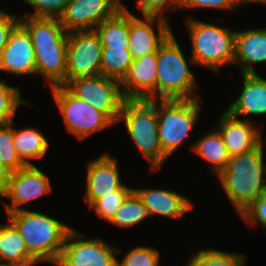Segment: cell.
I'll list each match as a JSON object with an SVG mask.
<instances>
[{"mask_svg":"<svg viewBox=\"0 0 266 266\" xmlns=\"http://www.w3.org/2000/svg\"><path fill=\"white\" fill-rule=\"evenodd\" d=\"M20 104H30L20 97L18 86H8L0 80V125L14 121L15 113Z\"/></svg>","mask_w":266,"mask_h":266,"instance_id":"obj_30","label":"cell"},{"mask_svg":"<svg viewBox=\"0 0 266 266\" xmlns=\"http://www.w3.org/2000/svg\"><path fill=\"white\" fill-rule=\"evenodd\" d=\"M0 266H9V265H7L6 262L5 263L2 262L0 263Z\"/></svg>","mask_w":266,"mask_h":266,"instance_id":"obj_40","label":"cell"},{"mask_svg":"<svg viewBox=\"0 0 266 266\" xmlns=\"http://www.w3.org/2000/svg\"><path fill=\"white\" fill-rule=\"evenodd\" d=\"M266 62V28L236 32L234 63L242 74H257L252 67Z\"/></svg>","mask_w":266,"mask_h":266,"instance_id":"obj_21","label":"cell"},{"mask_svg":"<svg viewBox=\"0 0 266 266\" xmlns=\"http://www.w3.org/2000/svg\"><path fill=\"white\" fill-rule=\"evenodd\" d=\"M70 0H24V2L34 7L35 10L30 15L23 17H45L59 18Z\"/></svg>","mask_w":266,"mask_h":266,"instance_id":"obj_33","label":"cell"},{"mask_svg":"<svg viewBox=\"0 0 266 266\" xmlns=\"http://www.w3.org/2000/svg\"><path fill=\"white\" fill-rule=\"evenodd\" d=\"M176 39L172 32L157 52V98L199 99V95L193 94L197 86L194 75Z\"/></svg>","mask_w":266,"mask_h":266,"instance_id":"obj_4","label":"cell"},{"mask_svg":"<svg viewBox=\"0 0 266 266\" xmlns=\"http://www.w3.org/2000/svg\"><path fill=\"white\" fill-rule=\"evenodd\" d=\"M201 158L211 164V171L217 176L228 164L230 155L224 143L222 135L214 128L213 131L204 134L192 146V149Z\"/></svg>","mask_w":266,"mask_h":266,"instance_id":"obj_24","label":"cell"},{"mask_svg":"<svg viewBox=\"0 0 266 266\" xmlns=\"http://www.w3.org/2000/svg\"><path fill=\"white\" fill-rule=\"evenodd\" d=\"M150 216L147 206L133 191L122 203L110 223L124 228L134 227V225Z\"/></svg>","mask_w":266,"mask_h":266,"instance_id":"obj_27","label":"cell"},{"mask_svg":"<svg viewBox=\"0 0 266 266\" xmlns=\"http://www.w3.org/2000/svg\"><path fill=\"white\" fill-rule=\"evenodd\" d=\"M51 90L66 129L79 140L115 124L106 114L76 97L66 86Z\"/></svg>","mask_w":266,"mask_h":266,"instance_id":"obj_8","label":"cell"},{"mask_svg":"<svg viewBox=\"0 0 266 266\" xmlns=\"http://www.w3.org/2000/svg\"><path fill=\"white\" fill-rule=\"evenodd\" d=\"M136 7L142 16H156L166 19L163 11L167 9H180V0H137Z\"/></svg>","mask_w":266,"mask_h":266,"instance_id":"obj_34","label":"cell"},{"mask_svg":"<svg viewBox=\"0 0 266 266\" xmlns=\"http://www.w3.org/2000/svg\"><path fill=\"white\" fill-rule=\"evenodd\" d=\"M133 192V188H119L113 194L104 195L96 200L89 208L94 209L99 219L110 222L126 198Z\"/></svg>","mask_w":266,"mask_h":266,"instance_id":"obj_31","label":"cell"},{"mask_svg":"<svg viewBox=\"0 0 266 266\" xmlns=\"http://www.w3.org/2000/svg\"><path fill=\"white\" fill-rule=\"evenodd\" d=\"M155 22V23H154ZM157 25V33L153 28ZM172 33L167 19L156 16H144L143 20L130 12L129 47L133 60L144 55L158 52L160 45Z\"/></svg>","mask_w":266,"mask_h":266,"instance_id":"obj_16","label":"cell"},{"mask_svg":"<svg viewBox=\"0 0 266 266\" xmlns=\"http://www.w3.org/2000/svg\"><path fill=\"white\" fill-rule=\"evenodd\" d=\"M250 119L240 120L224 110L215 128L222 135L230 156L255 149L262 141L261 133Z\"/></svg>","mask_w":266,"mask_h":266,"instance_id":"obj_18","label":"cell"},{"mask_svg":"<svg viewBox=\"0 0 266 266\" xmlns=\"http://www.w3.org/2000/svg\"><path fill=\"white\" fill-rule=\"evenodd\" d=\"M52 187L48 176L35 165L11 172L7 189L3 197L11 200L12 204L4 203L6 214L25 208L21 205L50 193Z\"/></svg>","mask_w":266,"mask_h":266,"instance_id":"obj_13","label":"cell"},{"mask_svg":"<svg viewBox=\"0 0 266 266\" xmlns=\"http://www.w3.org/2000/svg\"><path fill=\"white\" fill-rule=\"evenodd\" d=\"M101 40L95 30L69 32L67 45V83L78 77L101 74Z\"/></svg>","mask_w":266,"mask_h":266,"instance_id":"obj_10","label":"cell"},{"mask_svg":"<svg viewBox=\"0 0 266 266\" xmlns=\"http://www.w3.org/2000/svg\"><path fill=\"white\" fill-rule=\"evenodd\" d=\"M240 218L249 225H259L266 228V194L255 200L244 212Z\"/></svg>","mask_w":266,"mask_h":266,"instance_id":"obj_36","label":"cell"},{"mask_svg":"<svg viewBox=\"0 0 266 266\" xmlns=\"http://www.w3.org/2000/svg\"><path fill=\"white\" fill-rule=\"evenodd\" d=\"M9 266H31L37 262L27 251L24 240L9 221L0 224V262Z\"/></svg>","mask_w":266,"mask_h":266,"instance_id":"obj_22","label":"cell"},{"mask_svg":"<svg viewBox=\"0 0 266 266\" xmlns=\"http://www.w3.org/2000/svg\"><path fill=\"white\" fill-rule=\"evenodd\" d=\"M37 262L56 264L71 227L46 214L22 209L6 214Z\"/></svg>","mask_w":266,"mask_h":266,"instance_id":"obj_3","label":"cell"},{"mask_svg":"<svg viewBox=\"0 0 266 266\" xmlns=\"http://www.w3.org/2000/svg\"><path fill=\"white\" fill-rule=\"evenodd\" d=\"M133 191L147 206L152 215L180 219L193 208V203L184 195L175 191L151 188H133Z\"/></svg>","mask_w":266,"mask_h":266,"instance_id":"obj_19","label":"cell"},{"mask_svg":"<svg viewBox=\"0 0 266 266\" xmlns=\"http://www.w3.org/2000/svg\"><path fill=\"white\" fill-rule=\"evenodd\" d=\"M133 62L128 48H103L101 74L121 80Z\"/></svg>","mask_w":266,"mask_h":266,"instance_id":"obj_26","label":"cell"},{"mask_svg":"<svg viewBox=\"0 0 266 266\" xmlns=\"http://www.w3.org/2000/svg\"><path fill=\"white\" fill-rule=\"evenodd\" d=\"M0 71L12 75L36 74V60L31 36L19 22L10 33L0 54Z\"/></svg>","mask_w":266,"mask_h":266,"instance_id":"obj_15","label":"cell"},{"mask_svg":"<svg viewBox=\"0 0 266 266\" xmlns=\"http://www.w3.org/2000/svg\"><path fill=\"white\" fill-rule=\"evenodd\" d=\"M263 143L255 149L231 156L227 166L217 175L224 192L239 216L255 200L266 194V164Z\"/></svg>","mask_w":266,"mask_h":266,"instance_id":"obj_2","label":"cell"},{"mask_svg":"<svg viewBox=\"0 0 266 266\" xmlns=\"http://www.w3.org/2000/svg\"><path fill=\"white\" fill-rule=\"evenodd\" d=\"M20 23L31 36L36 75L48 80L51 88L67 84V45L69 33L59 18L23 17Z\"/></svg>","mask_w":266,"mask_h":266,"instance_id":"obj_1","label":"cell"},{"mask_svg":"<svg viewBox=\"0 0 266 266\" xmlns=\"http://www.w3.org/2000/svg\"><path fill=\"white\" fill-rule=\"evenodd\" d=\"M191 39L192 64L218 72L221 66L234 64L236 31L189 17L185 21Z\"/></svg>","mask_w":266,"mask_h":266,"instance_id":"obj_5","label":"cell"},{"mask_svg":"<svg viewBox=\"0 0 266 266\" xmlns=\"http://www.w3.org/2000/svg\"><path fill=\"white\" fill-rule=\"evenodd\" d=\"M122 8L120 0H70L59 20L68 33L95 30L101 22L115 16Z\"/></svg>","mask_w":266,"mask_h":266,"instance_id":"obj_12","label":"cell"},{"mask_svg":"<svg viewBox=\"0 0 266 266\" xmlns=\"http://www.w3.org/2000/svg\"><path fill=\"white\" fill-rule=\"evenodd\" d=\"M103 48H128L130 34V12L123 8L112 18L101 22L95 29Z\"/></svg>","mask_w":266,"mask_h":266,"instance_id":"obj_23","label":"cell"},{"mask_svg":"<svg viewBox=\"0 0 266 266\" xmlns=\"http://www.w3.org/2000/svg\"><path fill=\"white\" fill-rule=\"evenodd\" d=\"M11 171L0 163V196H4Z\"/></svg>","mask_w":266,"mask_h":266,"instance_id":"obj_38","label":"cell"},{"mask_svg":"<svg viewBox=\"0 0 266 266\" xmlns=\"http://www.w3.org/2000/svg\"><path fill=\"white\" fill-rule=\"evenodd\" d=\"M83 235L73 228L66 236L57 266H118L116 247L109 246L101 238L79 239ZM73 240V241H72Z\"/></svg>","mask_w":266,"mask_h":266,"instance_id":"obj_11","label":"cell"},{"mask_svg":"<svg viewBox=\"0 0 266 266\" xmlns=\"http://www.w3.org/2000/svg\"><path fill=\"white\" fill-rule=\"evenodd\" d=\"M124 120L126 129L140 152L147 158L151 170H158L168 159L160 145L157 108L150 100L123 102L119 121Z\"/></svg>","mask_w":266,"mask_h":266,"instance_id":"obj_6","label":"cell"},{"mask_svg":"<svg viewBox=\"0 0 266 266\" xmlns=\"http://www.w3.org/2000/svg\"><path fill=\"white\" fill-rule=\"evenodd\" d=\"M159 252L151 247L137 246L127 252L118 266H158Z\"/></svg>","mask_w":266,"mask_h":266,"instance_id":"obj_32","label":"cell"},{"mask_svg":"<svg viewBox=\"0 0 266 266\" xmlns=\"http://www.w3.org/2000/svg\"><path fill=\"white\" fill-rule=\"evenodd\" d=\"M243 87L235 101L229 103L226 111L233 117L240 115L266 114V79L258 74H242Z\"/></svg>","mask_w":266,"mask_h":266,"instance_id":"obj_20","label":"cell"},{"mask_svg":"<svg viewBox=\"0 0 266 266\" xmlns=\"http://www.w3.org/2000/svg\"><path fill=\"white\" fill-rule=\"evenodd\" d=\"M246 0H180V9H221V10H234L237 5L245 4Z\"/></svg>","mask_w":266,"mask_h":266,"instance_id":"obj_35","label":"cell"},{"mask_svg":"<svg viewBox=\"0 0 266 266\" xmlns=\"http://www.w3.org/2000/svg\"><path fill=\"white\" fill-rule=\"evenodd\" d=\"M265 3L266 4V0H246V3Z\"/></svg>","mask_w":266,"mask_h":266,"instance_id":"obj_39","label":"cell"},{"mask_svg":"<svg viewBox=\"0 0 266 266\" xmlns=\"http://www.w3.org/2000/svg\"><path fill=\"white\" fill-rule=\"evenodd\" d=\"M246 256L216 249H201L190 258L187 266H244Z\"/></svg>","mask_w":266,"mask_h":266,"instance_id":"obj_28","label":"cell"},{"mask_svg":"<svg viewBox=\"0 0 266 266\" xmlns=\"http://www.w3.org/2000/svg\"><path fill=\"white\" fill-rule=\"evenodd\" d=\"M85 200L90 207L104 195L113 194V190L129 188L121 183L118 162L108 152L87 163Z\"/></svg>","mask_w":266,"mask_h":266,"instance_id":"obj_17","label":"cell"},{"mask_svg":"<svg viewBox=\"0 0 266 266\" xmlns=\"http://www.w3.org/2000/svg\"><path fill=\"white\" fill-rule=\"evenodd\" d=\"M65 86L76 97L106 114L114 123L118 122L126 100L119 80L99 74L72 79Z\"/></svg>","mask_w":266,"mask_h":266,"instance_id":"obj_9","label":"cell"},{"mask_svg":"<svg viewBox=\"0 0 266 266\" xmlns=\"http://www.w3.org/2000/svg\"><path fill=\"white\" fill-rule=\"evenodd\" d=\"M13 124L0 125V163L11 172L20 170L26 165L18 157L13 140Z\"/></svg>","mask_w":266,"mask_h":266,"instance_id":"obj_29","label":"cell"},{"mask_svg":"<svg viewBox=\"0 0 266 266\" xmlns=\"http://www.w3.org/2000/svg\"><path fill=\"white\" fill-rule=\"evenodd\" d=\"M13 140L18 157L26 166L34 165L29 159H40L49 149L47 138L34 128L17 130L13 126Z\"/></svg>","mask_w":266,"mask_h":266,"instance_id":"obj_25","label":"cell"},{"mask_svg":"<svg viewBox=\"0 0 266 266\" xmlns=\"http://www.w3.org/2000/svg\"><path fill=\"white\" fill-rule=\"evenodd\" d=\"M200 100H150L157 108L160 145L168 157L180 147L196 124Z\"/></svg>","mask_w":266,"mask_h":266,"instance_id":"obj_7","label":"cell"},{"mask_svg":"<svg viewBox=\"0 0 266 266\" xmlns=\"http://www.w3.org/2000/svg\"><path fill=\"white\" fill-rule=\"evenodd\" d=\"M157 52L133 60L119 81L128 100H157Z\"/></svg>","mask_w":266,"mask_h":266,"instance_id":"obj_14","label":"cell"},{"mask_svg":"<svg viewBox=\"0 0 266 266\" xmlns=\"http://www.w3.org/2000/svg\"><path fill=\"white\" fill-rule=\"evenodd\" d=\"M19 22L20 19L14 14H9L0 9V54L8 42L10 33Z\"/></svg>","mask_w":266,"mask_h":266,"instance_id":"obj_37","label":"cell"}]
</instances>
